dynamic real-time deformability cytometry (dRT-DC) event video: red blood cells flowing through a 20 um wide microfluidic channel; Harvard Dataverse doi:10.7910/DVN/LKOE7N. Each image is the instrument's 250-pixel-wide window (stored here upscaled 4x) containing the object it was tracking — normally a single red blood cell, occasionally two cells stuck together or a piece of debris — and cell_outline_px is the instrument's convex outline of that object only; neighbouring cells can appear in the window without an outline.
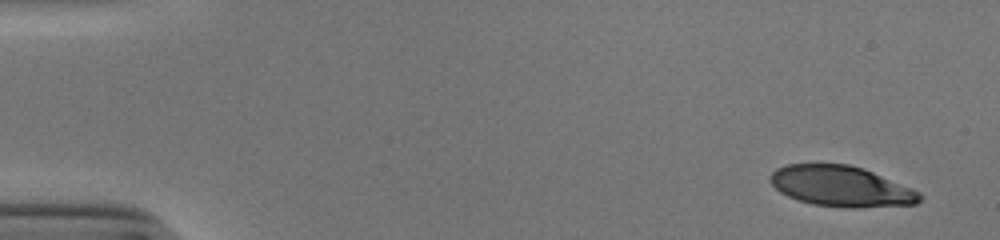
{"species": "human", "species_latin": "Homo sapiens", "temperature_condition": "cold", "stored_images_in_passage": 51, "camera_frame_rate_fps": 3000, "um_per_image_px": 0.085, "donor": {"sex": "male"}, "frame": {"image": 1, "passage_image": 1, "time_ms": 0.0, "image_size_px": [1000, 240], "cell_outline_px": [[924, 196], [916, 204], [856, 208], [844, 208], [812, 204], [788, 196], [780, 192], [768, 180], [768, 176], [776, 168], [788, 164], [848, 164], [864, 168], [912, 188], [920, 192]], "centroid_in_image_um": [71.5, 15.83], "position_along_channel_um": 13.5, "area_um2": 35.6}}
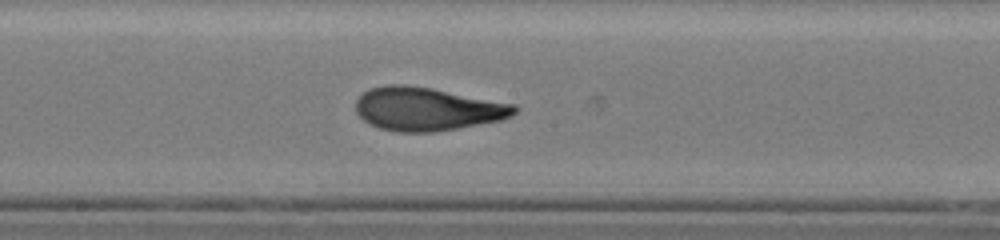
{"frame": {"image": 2, "passage_image": 27, "time_ms": 8.667, "image_size_px": [1000, 240], "cell_outline_px": [[516, 112], [512, 116], [500, 120], [456, 128], [432, 132], [400, 132], [380, 128], [368, 124], [356, 112], [356, 100], [368, 88], [388, 84], [404, 84], [432, 88], [516, 104]], "centroid_in_image_um": [36.28, 9.25], "position_along_channel_um": 211.9, "area_um2": 40.0}}
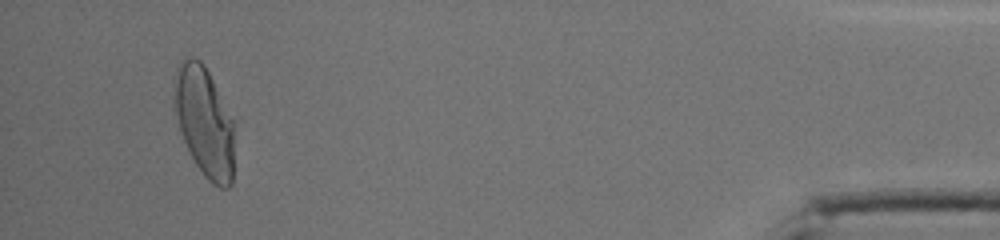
{"frame": {"image": 3, "passage_image": 48, "time_ms": 15.667, "image_size_px": [1000, 240], "cell_outline_px": [[236, 120], [232, 184], [228, 188], [220, 188], [212, 184], [204, 176], [196, 164], [184, 140], [172, 108], [172, 96], [176, 68], [184, 56], [192, 56], [200, 60], [204, 64]], "centroid_in_image_um": [17.4, 10.31], "position_along_channel_um": 417.8, "area_um2": 39.94}, "authors_computed_cell_mechanics": {"area_um2": 38.7838, "velocity_mm_per_s": 3.8896, "shape_relaxation_time_tau1_ms": 5.5037, "shape_relaxation_time_tau2_ms": 1.2181, "deformation_change_tau1": 0.2249, "deformation_change_tau2": 0.0832}}